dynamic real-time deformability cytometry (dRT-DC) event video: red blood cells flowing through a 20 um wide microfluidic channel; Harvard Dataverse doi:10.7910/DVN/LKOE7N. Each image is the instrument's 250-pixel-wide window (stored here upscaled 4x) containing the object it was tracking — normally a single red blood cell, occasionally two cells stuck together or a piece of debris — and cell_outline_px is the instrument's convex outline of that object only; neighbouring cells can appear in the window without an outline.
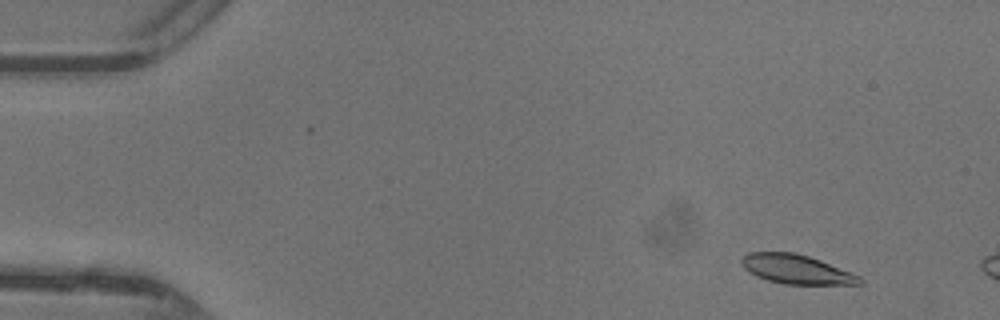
{"species": "common noctule bat (a hibernating species)", "species_latin": "Nyctalus noctula", "temperature_condition": "warm", "stored_images_in_passage": 9, "camera_frame_rate_fps": 3000, "um_per_image_px": 0.085, "animal": {"sex": "female"}, "frame": {"image": 1, "passage_image": 4, "time_ms": 1.0, "image_size_px": [1000, 320], "cell_outline_px": [[864, 284], [784, 284], [768, 280], [756, 276], [744, 268], [740, 264], [740, 260], [748, 252], [796, 252], [820, 260], [860, 276], [864, 280]], "centroid_in_image_um": [67.68, 22.88], "position_along_channel_um": 17.3, "area_um2": 20.06}}